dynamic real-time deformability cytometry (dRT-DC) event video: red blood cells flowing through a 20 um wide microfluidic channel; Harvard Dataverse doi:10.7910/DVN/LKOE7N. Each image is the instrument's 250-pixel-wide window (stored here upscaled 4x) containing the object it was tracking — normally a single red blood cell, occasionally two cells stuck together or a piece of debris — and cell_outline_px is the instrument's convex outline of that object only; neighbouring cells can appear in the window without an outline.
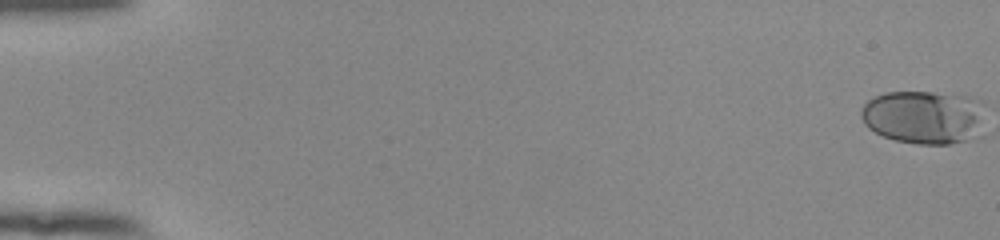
{"species": "human", "species_latin": "Homo sapiens", "temperature_condition": "room temperature", "stored_images_in_passage": 54, "camera_frame_rate_fps": 3000, "um_per_image_px": 0.085, "donor": {"sex": "female"}, "frame": {"image": 1, "passage_image": 1, "time_ms": 0.0, "image_size_px": [1000, 240], "cell_outline_px": [[984, 136], [948, 144], [920, 144], [896, 140], [884, 136], [868, 128], [864, 124], [860, 116], [860, 108], [868, 100], [884, 92], [932, 92], [968, 96], [984, 100]], "centroid_in_image_um": [78.61, 9.95], "position_along_channel_um": 6.4, "area_um2": 39.71}}
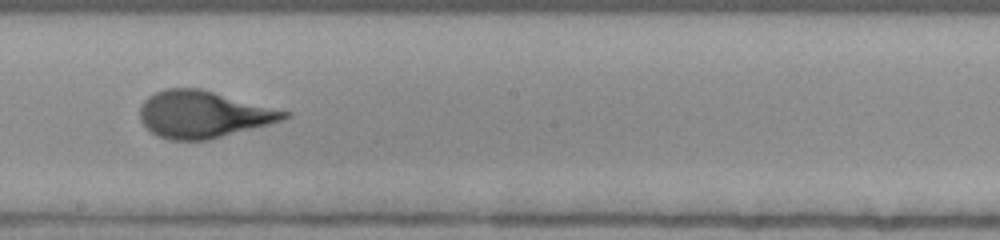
{"frame": {"image": 2, "passage_image": 33, "time_ms": 10.667, "image_size_px": [1000, 240], "cell_outline_px": [[292, 116], [268, 124], [208, 140], [168, 140], [152, 132], [140, 120], [140, 108], [144, 100], [148, 96], [164, 88], [200, 88], [292, 112]], "centroid_in_image_um": [17.28, 9.71], "position_along_channel_um": 230.9, "area_um2": 39.3}}
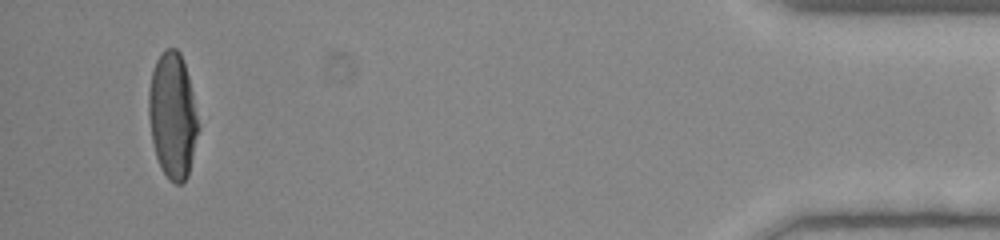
{"frame": {"image": 3, "passage_image": 53, "time_ms": 17.333, "image_size_px": [1000, 240], "cell_outline_px": [[200, 128], [188, 176], [180, 184], [176, 184], [168, 180], [156, 156], [152, 140], [148, 116], [148, 88], [152, 72], [156, 60], [168, 48], [176, 48], [180, 52], [188, 76], [200, 124]], "centroid_in_image_um": [14.68, 9.85], "position_along_channel_um": 420.5, "area_um2": 36.47}}